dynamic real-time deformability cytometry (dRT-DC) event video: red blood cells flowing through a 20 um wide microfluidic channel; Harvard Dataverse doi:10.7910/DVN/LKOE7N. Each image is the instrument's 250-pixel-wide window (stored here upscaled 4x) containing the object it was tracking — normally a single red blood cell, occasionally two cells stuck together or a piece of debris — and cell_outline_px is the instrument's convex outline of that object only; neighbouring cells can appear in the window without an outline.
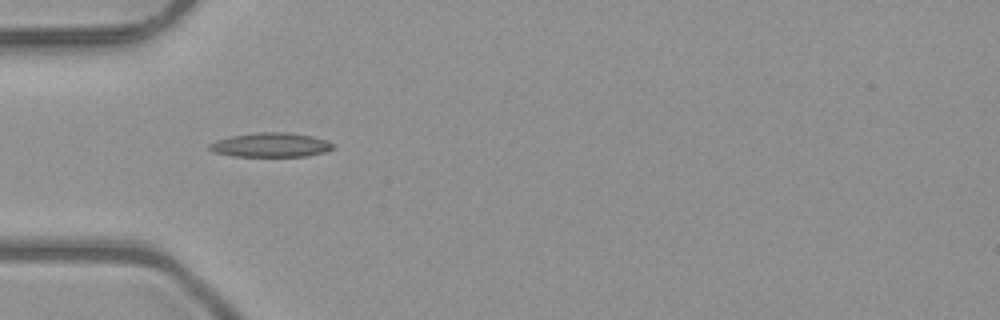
{"species": "common noctule bat (a hibernating species)", "species_latin": "Nyctalus noctula", "temperature_condition": "room temperature", "stored_images_in_passage": 36, "camera_frame_rate_fps": 3000, "um_per_image_px": 0.085, "animal": {"sex": "male", "body_mass_g": 23.1, "forearm_length_mm": 52.7}, "frame": {"image": 1, "passage_image": 1, "time_ms": 0.0, "image_size_px": [1000, 320], "cell_outline_px": [[336, 148], [324, 152], [308, 156], [232, 156], [212, 152], [208, 148], [208, 144], [216, 140], [232, 136], [256, 132], [288, 132], [312, 136], [336, 144]], "centroid_in_image_um": [23.02, 12.32], "position_along_channel_um": 62.0, "area_um2": 17.63}}
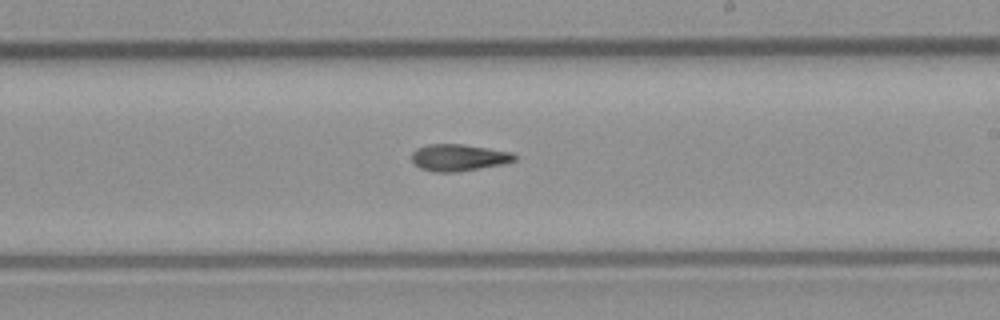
{"frame": {"image": 2, "passage_image": 15, "time_ms": 4.667, "image_size_px": [1000, 320], "cell_outline_px": [[516, 160], [504, 164], [460, 172], [432, 172], [420, 168], [412, 160], [412, 152], [416, 148], [428, 144], [460, 144], [488, 148], [512, 152], [516, 156]], "centroid_in_image_um": [38.99, 13.4], "position_along_channel_um": 250.0, "area_um2": 16.18}}
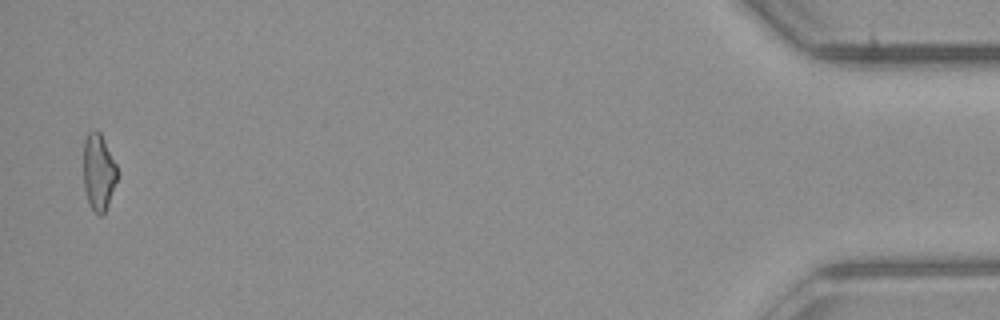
{"frame": {"image": 3, "passage_image": 35, "time_ms": 11.333, "image_size_px": [1000, 320], "cell_outline_px": [[116, 180], [108, 204], [104, 212], [100, 216], [92, 208], [88, 200], [84, 188], [84, 140], [88, 132], [96, 128], [100, 132], [116, 164]], "centroid_in_image_um": [8.36, 14.57], "position_along_channel_um": 426.8, "area_um2": 14.74}, "authors_computed_cell_mechanics": {"area_um2": 15.7505, "velocity_mm_per_s": 4.0592, "shape_relaxation_time_tau1_ms": null, "shape_relaxation_time_tau2_ms": 5.8022, "deformation_change_tau1": null, "deformation_change_tau2": 0.1517}}